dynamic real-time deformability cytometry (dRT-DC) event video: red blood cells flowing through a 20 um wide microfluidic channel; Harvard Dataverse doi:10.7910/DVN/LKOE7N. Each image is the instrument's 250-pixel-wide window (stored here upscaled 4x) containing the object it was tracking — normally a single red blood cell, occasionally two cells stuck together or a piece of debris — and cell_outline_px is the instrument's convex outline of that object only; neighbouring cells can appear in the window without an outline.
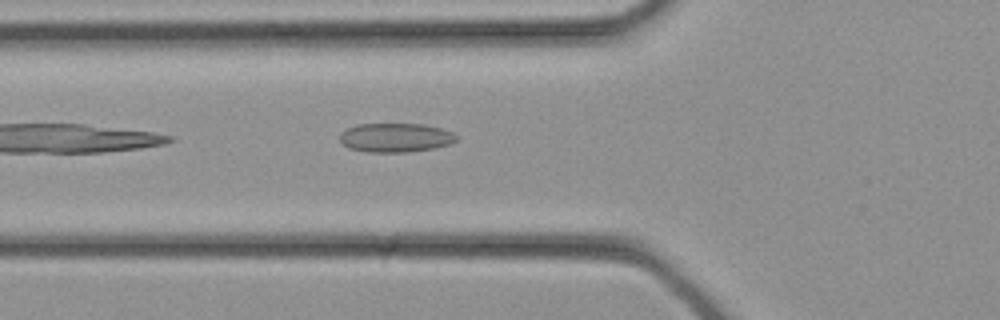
{"species": "common noctule bat (a hibernating species)", "species_latin": "Nyctalus noctula", "temperature_condition": "cold", "stored_images_in_passage": 33, "camera_frame_rate_fps": 3000, "um_per_image_px": 0.085, "animal": {"sex": "female", "body_mass_g": 21.9}, "frame": {"image": 1, "passage_image": 12, "time_ms": 3.667, "image_size_px": [1000, 320], "cell_outline_px": [[460, 136], [456, 140], [448, 144], [432, 148], [408, 152], [368, 152], [348, 148], [340, 140], [340, 132], [356, 124], [424, 124], [444, 128]], "centroid_in_image_um": [33.63, 11.69], "position_along_channel_um": 92.2, "area_um2": 19.83}}
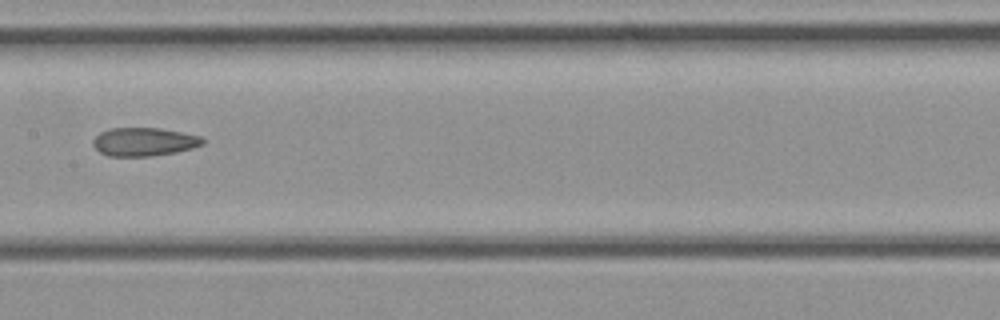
{"frame": {"image": 2, "passage_image": 17, "time_ms": 5.333, "image_size_px": [1000, 320], "cell_outline_px": [[204, 144], [192, 148], [176, 152], [152, 156], [108, 156], [100, 152], [92, 144], [92, 140], [100, 132], [112, 128], [160, 128], [200, 136], [204, 140]], "centroid_in_image_um": [12.23, 12.05], "position_along_channel_um": 195.2, "area_um2": 18.09}}
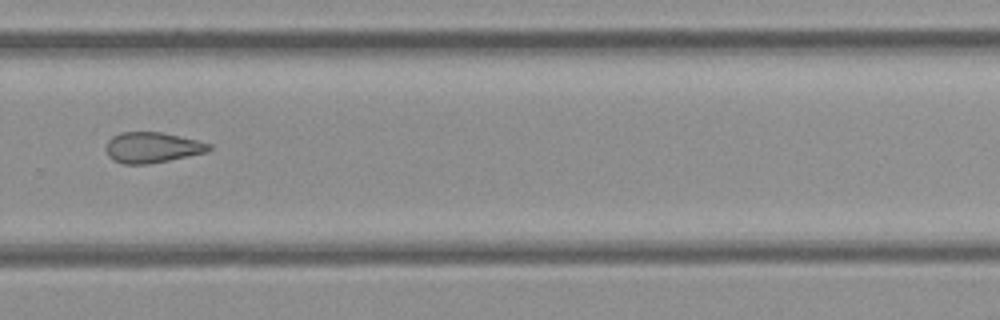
{"frame": {"image": 3, "passage_image": 23, "time_ms": 7.333, "image_size_px": [1000, 320], "cell_outline_px": [[212, 148], [208, 152], [148, 164], [124, 164], [112, 160], [108, 156], [104, 148], [108, 140], [112, 136], [120, 132], [160, 132], [196, 140], [212, 144]], "centroid_in_image_um": [12.9, 12.54], "position_along_channel_um": 316.9, "area_um2": 18.44}}